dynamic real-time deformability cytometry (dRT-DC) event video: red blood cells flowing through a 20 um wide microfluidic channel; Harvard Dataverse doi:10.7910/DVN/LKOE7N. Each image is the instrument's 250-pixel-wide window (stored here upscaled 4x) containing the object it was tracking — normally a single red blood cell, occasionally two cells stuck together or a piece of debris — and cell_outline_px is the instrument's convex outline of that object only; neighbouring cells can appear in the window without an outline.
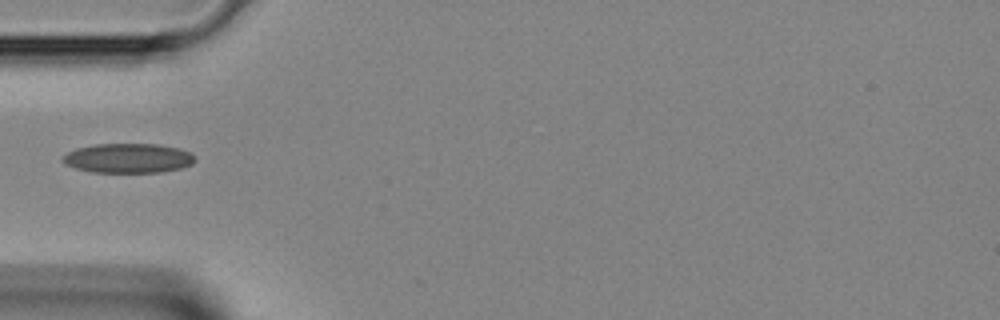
{"species": "Egyptian fruit bat (a non-hibernating species)", "species_latin": "Rousettus aegyptiacus", "temperature_condition": "room temperature", "stored_images_in_passage": 10, "camera_frame_rate_fps": 3000, "um_per_image_px": 0.085, "animal": {"sex": "female"}, "frame": {"image": 1, "passage_image": 1, "time_ms": 0.0, "image_size_px": [1000, 320], "cell_outline_px": [[196, 160], [192, 164], [180, 168], [160, 172], [92, 172], [76, 168], [64, 164], [60, 160], [68, 152], [76, 148], [96, 144], [160, 144], [180, 148], [192, 152], [196, 156]], "centroid_in_image_um": [10.93, 13.44], "position_along_channel_um": 74.1, "area_um2": 22.95}}
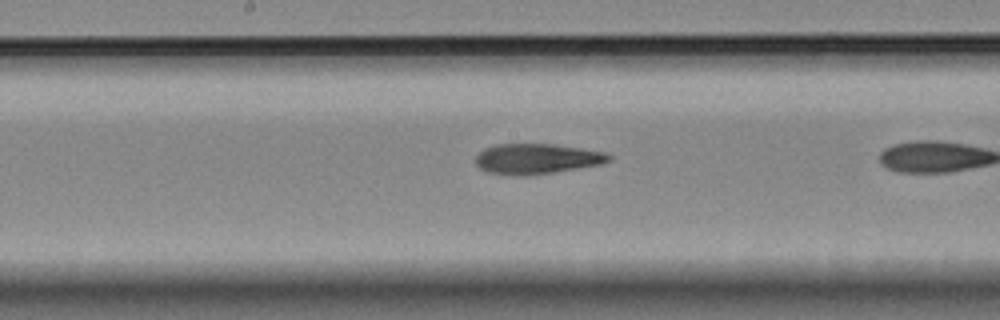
{"frame": {"image": 2, "passage_image": 7, "time_ms": 2.0, "image_size_px": [1000, 320], "cell_outline_px": [[612, 160], [600, 164], [552, 172], [520, 176], [488, 172], [480, 168], [476, 164], [476, 156], [484, 148], [496, 144], [552, 144], [580, 148], [604, 152], [612, 156]], "centroid_in_image_um": [45.61, 13.49], "position_along_channel_um": 202.6, "area_um2": 23.24}}